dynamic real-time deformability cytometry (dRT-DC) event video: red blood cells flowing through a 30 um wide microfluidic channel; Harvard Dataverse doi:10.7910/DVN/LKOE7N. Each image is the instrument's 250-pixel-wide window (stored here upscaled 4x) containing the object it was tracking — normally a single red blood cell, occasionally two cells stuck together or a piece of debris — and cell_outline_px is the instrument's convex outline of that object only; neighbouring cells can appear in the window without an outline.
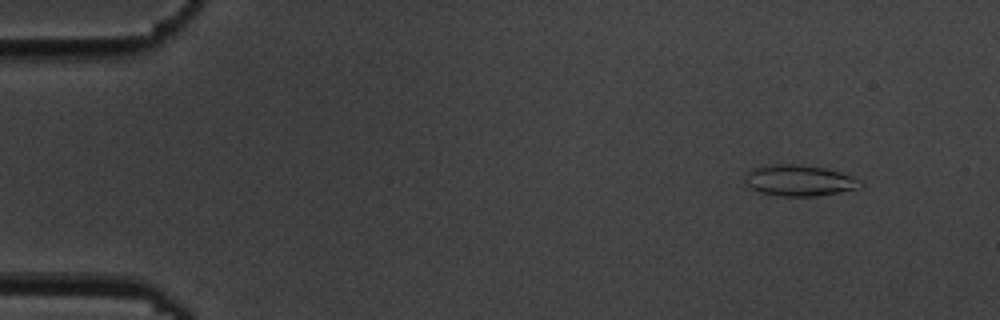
{"species": "common noctule bat (a hibernating species)", "species_latin": "Nyctalus noctula", "temperature_condition": "cold", "stored_images_in_passage": 6, "camera_frame_rate_fps": 3000, "um_per_image_px": 0.085, "animal": {"sex": "male", "body_mass_g": 19.5, "forearm_length_mm": 54.6}, "frame": {"image": 1, "passage_image": 2, "time_ms": 1.0, "image_size_px": [1000, 320], "cell_outline_px": [[864, 184], [860, 188], [840, 192], [816, 196], [780, 196], [760, 192], [748, 188], [744, 184], [744, 176], [752, 168], [768, 164], [800, 164], [824, 168], [840, 172], [852, 176], [860, 180]], "centroid_in_image_um": [67.9, 15.34], "position_along_channel_um": 17.1, "area_um2": 21.21}}
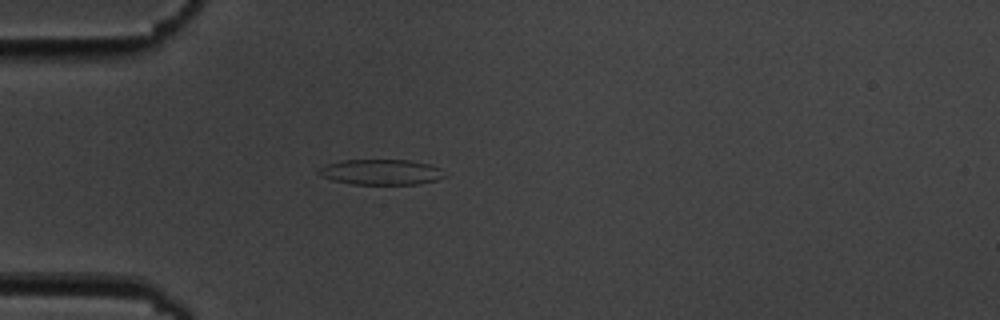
{"frame": {"image": 2, "passage_image": 5, "time_ms": 4.667, "image_size_px": [1000, 320], "cell_outline_px": [[448, 176], [436, 180], [416, 184], [352, 184], [332, 180], [320, 176], [316, 172], [320, 168], [328, 164], [340, 160], [408, 160], [428, 164], [440, 168]], "centroid_in_image_um": [32.38, 14.63], "position_along_channel_um": 52.6, "area_um2": 18.67}}